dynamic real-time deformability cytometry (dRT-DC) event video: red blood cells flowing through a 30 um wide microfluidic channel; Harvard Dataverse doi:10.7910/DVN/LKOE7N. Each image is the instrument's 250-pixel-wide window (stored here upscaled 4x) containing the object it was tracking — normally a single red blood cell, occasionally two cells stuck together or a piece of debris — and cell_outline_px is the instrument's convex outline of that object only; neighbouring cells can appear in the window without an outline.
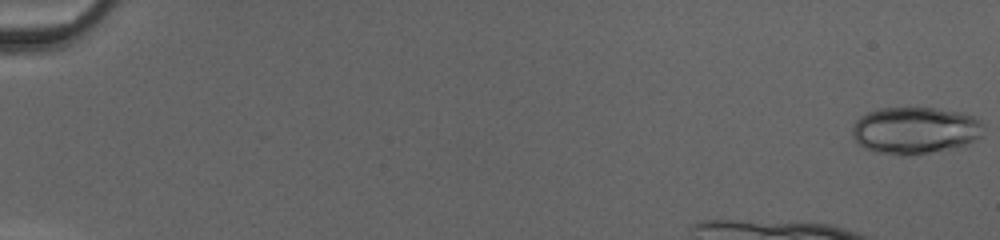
{"species": "common noctule bat (a hibernating species)", "species_latin": "Nyctalus noctula", "temperature_condition": "cold", "stored_images_in_passage": 13, "camera_frame_rate_fps": 3000, "um_per_image_px": 0.085, "animal": {"sex": "female", "body_mass_g": 20.0, "forearm_length_mm": 54.0}, "frame": {"image": 1, "passage_image": 1, "time_ms": 0.0, "image_size_px": [1000, 240], "cell_outline_px": [[984, 128], [980, 136], [964, 144], [928, 152], [904, 156], [900, 156], [876, 152], [864, 148], [852, 136], [852, 124], [860, 116], [868, 112], [880, 108], [936, 108], [960, 112], [972, 116], [980, 120], [984, 124]], "centroid_in_image_um": [77.73, 11.06], "position_along_channel_um": 7.3, "area_um2": 35.66}}